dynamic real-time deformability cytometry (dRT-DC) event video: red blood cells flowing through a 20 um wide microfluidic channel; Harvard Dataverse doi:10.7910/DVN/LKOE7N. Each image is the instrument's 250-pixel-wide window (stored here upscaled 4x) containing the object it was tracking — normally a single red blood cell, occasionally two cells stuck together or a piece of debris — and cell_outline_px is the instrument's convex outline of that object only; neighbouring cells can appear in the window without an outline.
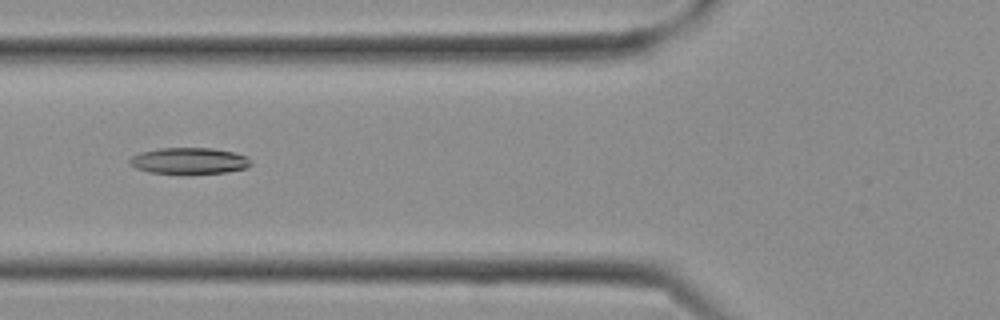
{"species": "Egyptian fruit bat (a non-hibernating species)", "species_latin": "Rousettus aegyptiacus", "temperature_condition": "cold", "stored_images_in_passage": 23, "camera_frame_rate_fps": 3000, "um_per_image_px": 0.085, "frame": {"image": 1, "passage_image": 6, "time_ms": 1.667, "image_size_px": [1000, 320], "cell_outline_px": [[252, 164], [248, 168], [224, 172], [148, 172], [136, 168], [128, 164], [128, 160], [132, 156], [140, 152], [160, 148], [212, 148], [232, 152], [248, 156], [252, 160]], "centroid_in_image_um": [16.09, 13.64], "position_along_channel_um": 109.7, "area_um2": 18.26}}
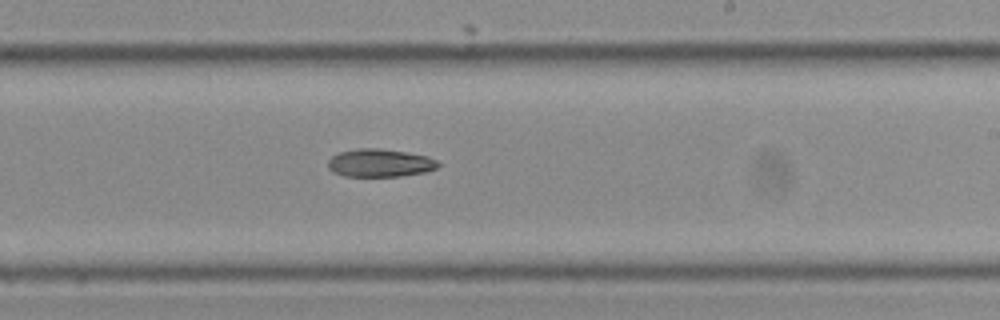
{"frame": {"image": 2, "passage_image": 12, "time_ms": 3.667, "image_size_px": [1000, 320], "cell_outline_px": [[440, 164], [436, 168], [424, 172], [400, 176], [344, 176], [332, 172], [328, 168], [328, 160], [336, 152], [360, 148], [376, 148], [408, 152], [428, 156], [436, 160]], "centroid_in_image_um": [32.26, 13.84], "position_along_channel_um": 256.7, "area_um2": 18.03}}
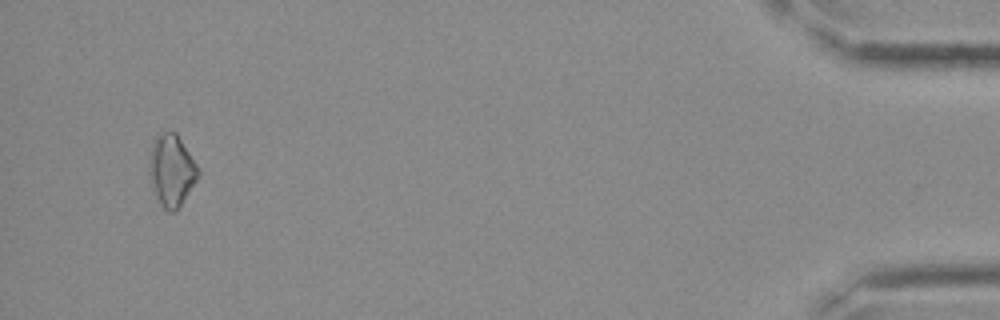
{"frame": {"image": 3, "passage_image": 22, "time_ms": 7.0, "image_size_px": [1000, 320], "cell_outline_px": [[200, 176], [176, 212], [168, 212], [160, 204], [152, 188], [148, 176], [148, 164], [152, 140], [160, 132], [176, 132], [200, 168]], "centroid_in_image_um": [14.58, 14.48], "position_along_channel_um": 420.6, "area_um2": 20.98}}